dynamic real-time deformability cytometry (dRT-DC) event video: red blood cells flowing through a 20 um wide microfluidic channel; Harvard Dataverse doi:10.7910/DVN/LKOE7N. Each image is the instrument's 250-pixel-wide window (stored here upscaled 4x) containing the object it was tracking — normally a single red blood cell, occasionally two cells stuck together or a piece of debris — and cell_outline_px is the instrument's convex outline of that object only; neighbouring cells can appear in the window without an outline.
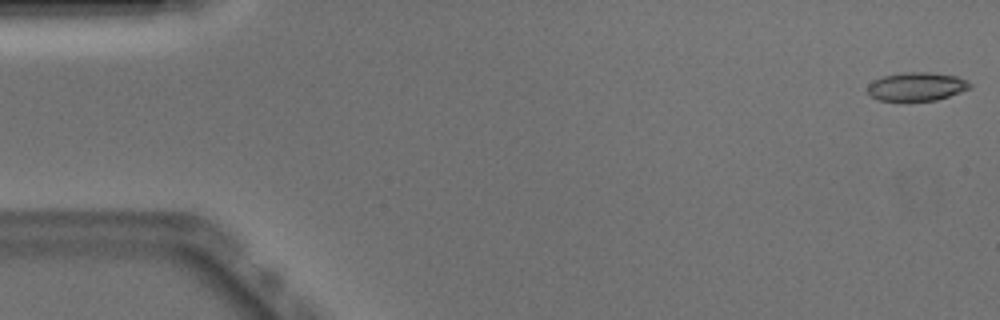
{"species": "Egyptian fruit bat (a non-hibernating species)", "species_latin": "Rousettus aegyptiacus", "temperature_condition": "warm", "stored_images_in_passage": 49, "camera_frame_rate_fps": 3000, "um_per_image_px": 0.085, "animal": {"sex": "male"}, "frame": {"image": 1, "passage_image": 1, "time_ms": 0.0, "image_size_px": [1000, 320], "cell_outline_px": [[972, 88], [936, 100], [904, 104], [880, 100], [872, 96], [868, 92], [868, 84], [872, 80], [884, 76], [900, 72], [928, 72], [956, 76], [972, 84]], "centroid_in_image_um": [77.87, 7.4], "position_along_channel_um": 7.1, "area_um2": 17.63}}
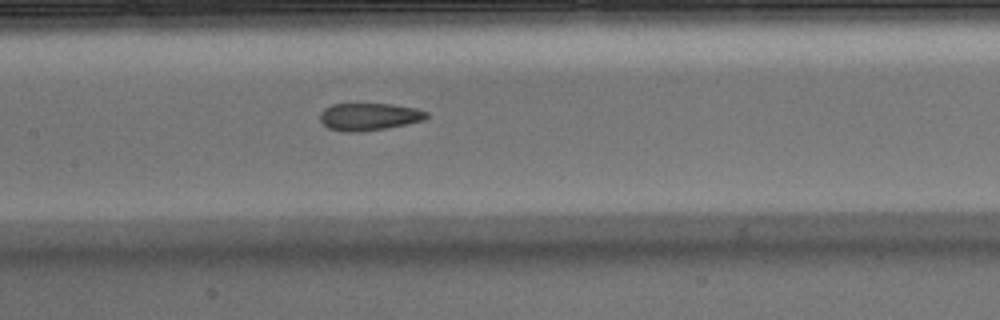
{"frame": {"image": 2, "passage_image": 24, "time_ms": 7.667, "image_size_px": [1000, 320], "cell_outline_px": [[428, 116], [424, 120], [408, 124], [384, 128], [356, 132], [340, 132], [328, 128], [320, 120], [320, 112], [324, 108], [332, 104], [392, 104], [416, 108], [428, 112]], "centroid_in_image_um": [31.36, 9.92], "position_along_channel_um": 176.0, "area_um2": 17.05}}
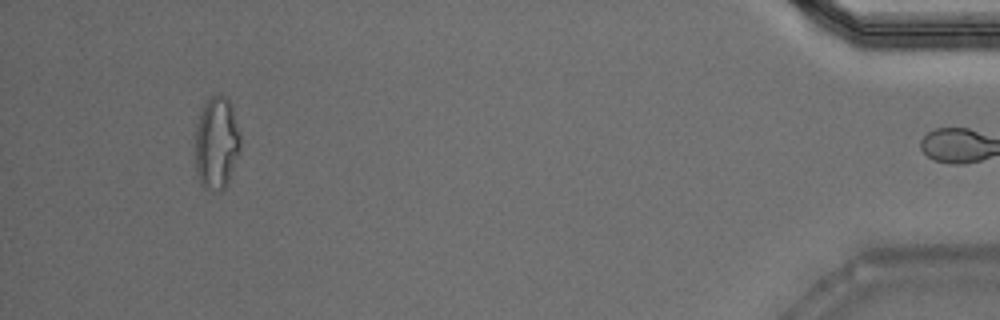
{"frame": {"image": 3, "passage_image": 48, "time_ms": 15.667, "image_size_px": [1000, 320], "cell_outline_px": [[240, 152], [228, 184], [224, 192], [216, 192], [204, 188], [200, 184], [196, 172], [196, 124], [204, 104], [208, 96], [228, 96], [232, 104], [240, 132]], "centroid_in_image_um": [18.43, 12.19], "position_along_channel_um": 416.8, "area_um2": 25.03}, "authors_computed_cell_mechanics": {"area_um2": 17.629, "velocity_mm_per_s": 3.92, "shape_relaxation_time_tau1_ms": null, "shape_relaxation_time_tau2_ms": 2.128, "deformation_change_tau1": null, "deformation_change_tau2": 0.1111}}